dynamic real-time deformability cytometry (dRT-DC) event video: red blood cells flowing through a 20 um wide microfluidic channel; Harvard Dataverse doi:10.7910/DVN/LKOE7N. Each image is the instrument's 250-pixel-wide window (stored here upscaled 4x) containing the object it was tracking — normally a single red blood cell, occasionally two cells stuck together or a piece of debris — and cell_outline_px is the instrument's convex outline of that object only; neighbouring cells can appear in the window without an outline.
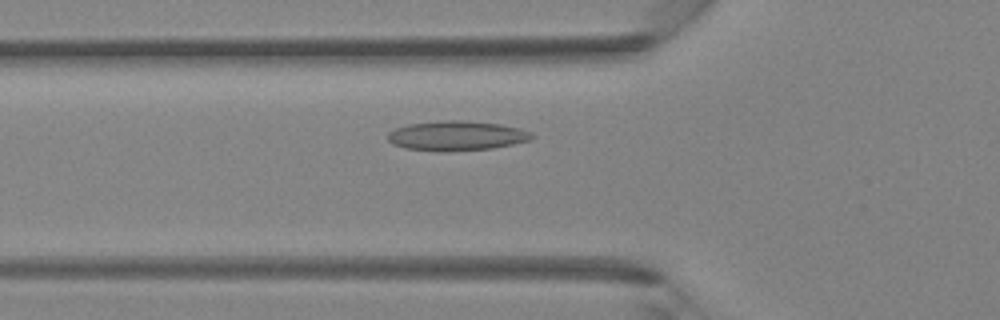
{"species": "Egyptian fruit bat (a non-hibernating species)", "species_latin": "Rousettus aegyptiacus", "temperature_condition": "room temperature", "stored_images_in_passage": 32, "camera_frame_rate_fps": 3000, "um_per_image_px": 0.085, "animal": {"sex": "female"}, "frame": {"image": 1, "passage_image": 5, "time_ms": 1.333, "image_size_px": [1000, 320], "cell_outline_px": [[536, 136], [528, 140], [512, 144], [492, 148], [404, 148], [392, 144], [388, 140], [388, 132], [396, 128], [408, 124], [444, 120], [456, 120], [500, 124], [520, 128], [532, 132]], "centroid_in_image_um": [38.84, 11.48], "position_along_channel_um": 87.0, "area_um2": 23.64}}
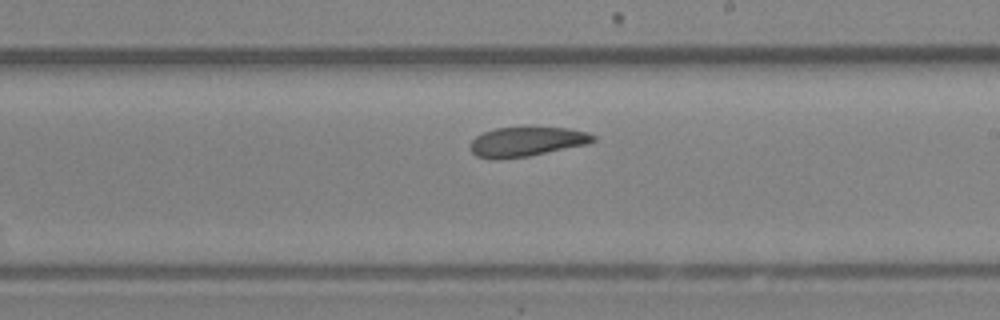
{"frame": {"image": 2, "passage_image": 15, "time_ms": 4.667, "image_size_px": [1000, 320], "cell_outline_px": [[596, 140], [588, 144], [528, 156], [500, 160], [492, 160], [476, 156], [468, 148], [472, 140], [476, 136], [484, 132], [496, 128], [528, 124], [568, 128], [588, 132], [596, 136]], "centroid_in_image_um": [44.76, 12.0], "position_along_channel_um": 244.2, "area_um2": 22.25}}
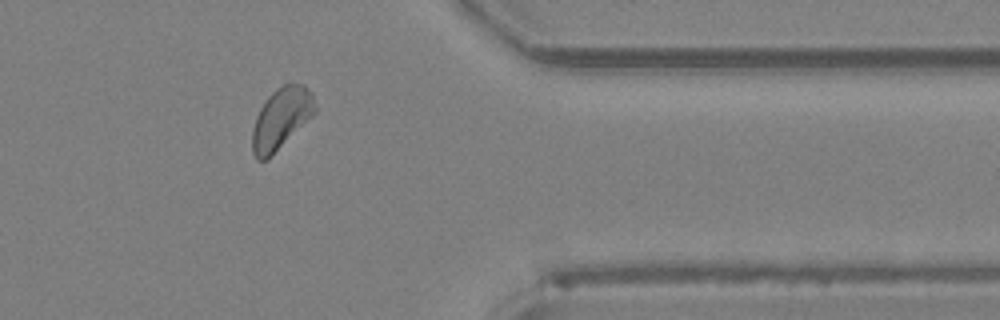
{"frame": {"image": 3, "passage_image": 25, "time_ms": 8.0, "image_size_px": [1000, 320], "cell_outline_px": [[316, 112], [268, 160], [256, 160], [252, 152], [252, 128], [256, 116], [260, 108], [268, 96], [276, 88], [284, 84], [304, 84], [312, 92], [316, 108]], "centroid_in_image_um": [23.88, 10.08], "position_along_channel_um": 387.5, "area_um2": 22.48}}